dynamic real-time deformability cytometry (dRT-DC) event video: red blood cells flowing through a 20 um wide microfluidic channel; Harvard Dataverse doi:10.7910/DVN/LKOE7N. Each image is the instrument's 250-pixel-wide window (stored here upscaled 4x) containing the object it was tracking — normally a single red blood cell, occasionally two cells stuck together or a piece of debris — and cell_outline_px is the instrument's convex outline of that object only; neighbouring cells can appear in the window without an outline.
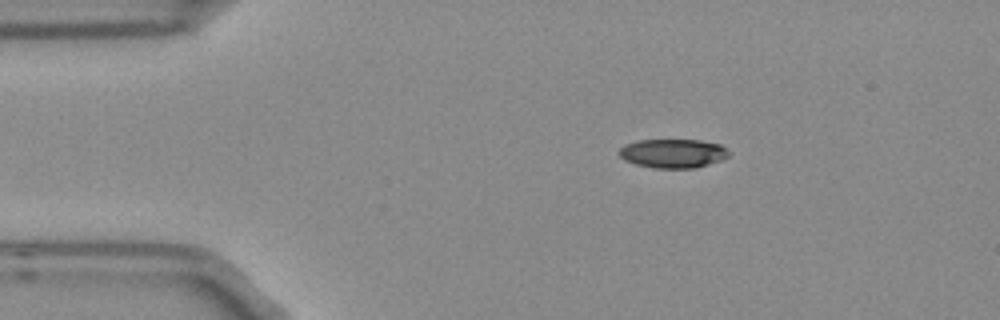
{"species": "Egyptian fruit bat (a non-hibernating species)", "species_latin": "Rousettus aegyptiacus", "temperature_condition": "room temperature", "stored_images_in_passage": 5, "camera_frame_rate_fps": 3000, "um_per_image_px": 0.085, "frame": {"image": 1, "passage_image": 1, "time_ms": 0.0, "image_size_px": [1000, 320], "cell_outline_px": [[728, 156], [720, 160], [696, 168], [656, 168], [636, 164], [624, 160], [620, 156], [620, 148], [624, 144], [636, 140], [700, 140], [720, 144], [728, 152]], "centroid_in_image_um": [57.17, 13.03], "position_along_channel_um": 27.8, "area_um2": 18.38}}
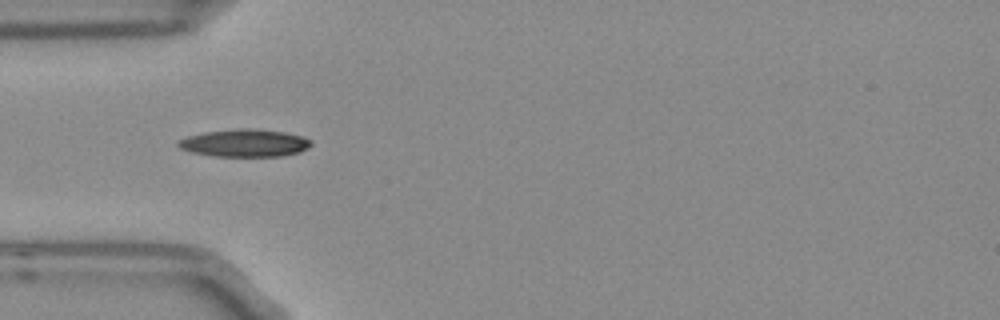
{"frame": {"image": 2, "passage_image": 3, "time_ms": 0.667, "image_size_px": [1000, 320], "cell_outline_px": [[312, 144], [308, 148], [300, 152], [280, 156], [212, 156], [192, 152], [180, 148], [176, 144], [176, 140], [188, 136], [204, 132], [244, 128], [252, 128], [284, 132], [304, 136]], "centroid_in_image_um": [20.78, 12.16], "position_along_channel_um": 64.2, "area_um2": 21.33}}
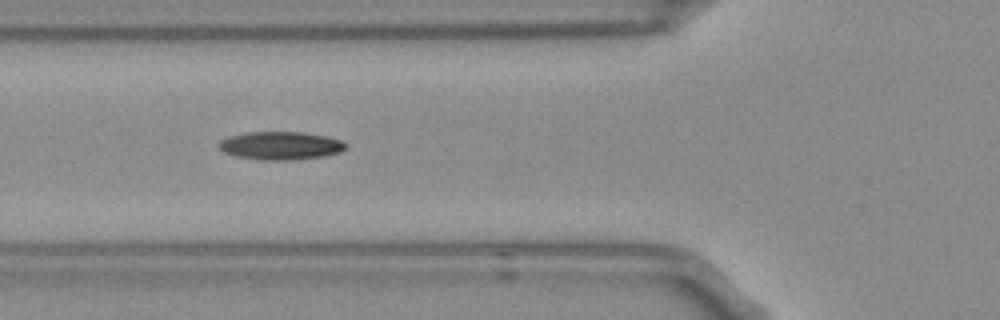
{"frame": {"image": 3, "passage_image": 4, "time_ms": 1.0, "image_size_px": [1000, 320], "cell_outline_px": [[348, 144], [340, 152], [324, 156], [288, 160], [260, 160], [236, 156], [224, 152], [220, 148], [220, 140], [228, 136], [248, 132], [304, 132], [328, 136], [340, 140]], "centroid_in_image_um": [23.86, 12.37], "position_along_channel_um": 101.9, "area_um2": 20.75}}